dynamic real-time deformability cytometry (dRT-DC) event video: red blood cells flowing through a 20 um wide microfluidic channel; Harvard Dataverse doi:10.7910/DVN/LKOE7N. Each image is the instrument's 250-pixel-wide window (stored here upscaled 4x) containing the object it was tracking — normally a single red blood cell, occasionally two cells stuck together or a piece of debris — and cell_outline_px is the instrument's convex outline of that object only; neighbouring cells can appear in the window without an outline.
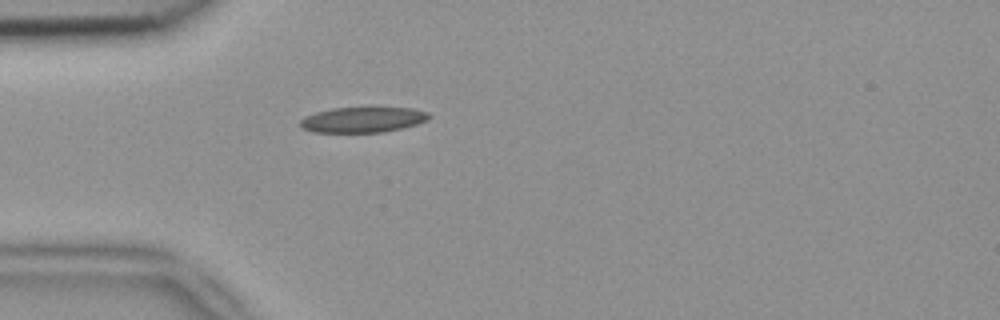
{"species": "common noctule bat (a hibernating species)", "species_latin": "Nyctalus noctula", "temperature_condition": "room temperature", "stored_images_in_passage": 2, "camera_frame_rate_fps": 3000, "um_per_image_px": 0.085, "animal": {"sex": "female", "body_mass_g": 18.4}, "frame": {"image": 1, "passage_image": 2, "time_ms": 0.333, "image_size_px": [1000, 320], "cell_outline_px": [[432, 116], [428, 120], [416, 124], [400, 128], [380, 132], [312, 132], [300, 128], [300, 120], [304, 116], [316, 112], [332, 108], [412, 108], [428, 112]], "centroid_in_image_um": [30.81, 10.17], "position_along_channel_um": 54.2, "area_um2": 19.02}}